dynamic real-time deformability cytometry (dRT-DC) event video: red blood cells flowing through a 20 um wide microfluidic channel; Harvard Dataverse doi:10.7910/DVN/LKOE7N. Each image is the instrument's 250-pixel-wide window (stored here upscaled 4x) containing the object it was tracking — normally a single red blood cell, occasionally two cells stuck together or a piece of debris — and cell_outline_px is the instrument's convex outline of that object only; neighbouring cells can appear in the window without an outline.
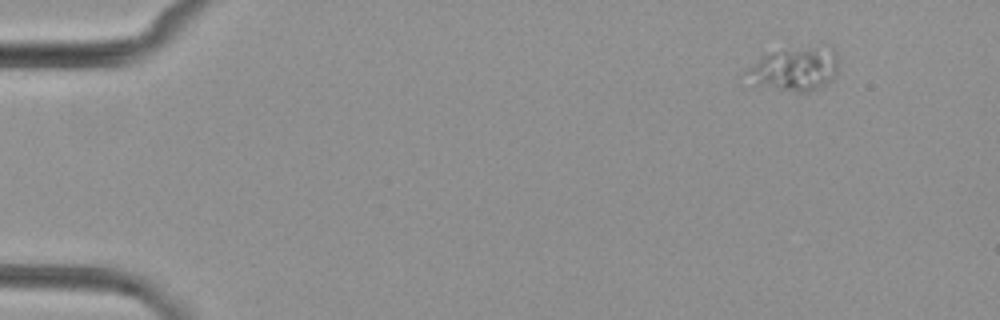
{"species": "common noctule bat (a hibernating species)", "species_latin": "Nyctalus noctula", "temperature_condition": "cold", "stored_images_in_passage": 6, "camera_frame_rate_fps": 3000, "um_per_image_px": 0.085, "animal": {"sex": "female", "body_mass_g": 29.2, "forearm_length_mm": 56.3}, "frame": {"image": 1, "passage_image": 1, "time_ms": 0.0, "image_size_px": [1000, 320], "cell_outline_px": [[840, 72], [828, 84], [808, 92], [796, 92], [752, 88], [744, 72], [744, 68], [764, 52], [784, 48], [828, 44], [832, 44], [836, 52]], "centroid_in_image_um": [67.5, 5.84], "position_along_channel_um": 17.5, "area_um2": 25.72}}
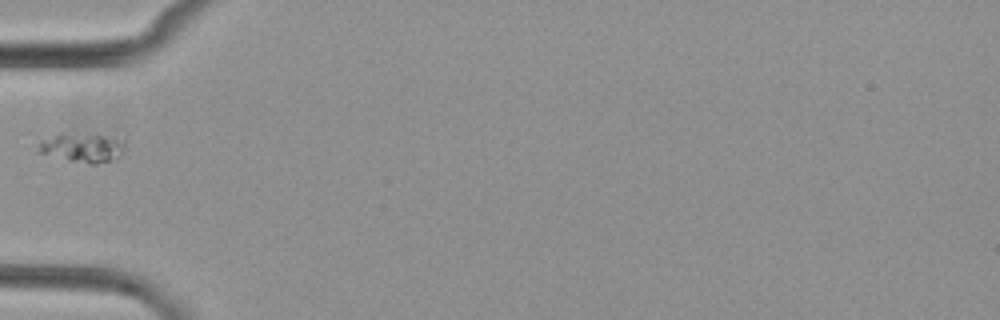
{"frame": {"image": 2, "passage_image": 5, "time_ms": 4.667, "image_size_px": [1000, 320], "cell_outline_px": [[124, 148], [120, 156], [116, 160], [96, 164], [88, 164], [68, 160], [36, 152], [40, 140], [60, 132], [64, 132], [104, 136], [124, 140]], "centroid_in_image_um": [6.96, 12.55], "position_along_channel_um": 78.0, "area_um2": 14.97}}
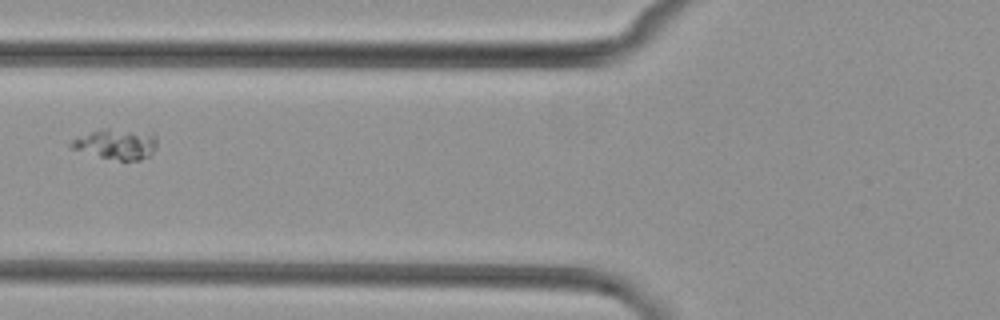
{"frame": {"image": 3, "passage_image": 6, "time_ms": 5.667, "image_size_px": [1000, 320], "cell_outline_px": [[156, 144], [152, 152], [148, 156], [140, 160], [120, 160], [100, 156], [72, 148], [68, 144], [72, 140], [92, 132], [104, 128], [108, 128], [156, 136]], "centroid_in_image_um": [9.86, 12.26], "position_along_channel_um": 115.9, "area_um2": 14.28}}